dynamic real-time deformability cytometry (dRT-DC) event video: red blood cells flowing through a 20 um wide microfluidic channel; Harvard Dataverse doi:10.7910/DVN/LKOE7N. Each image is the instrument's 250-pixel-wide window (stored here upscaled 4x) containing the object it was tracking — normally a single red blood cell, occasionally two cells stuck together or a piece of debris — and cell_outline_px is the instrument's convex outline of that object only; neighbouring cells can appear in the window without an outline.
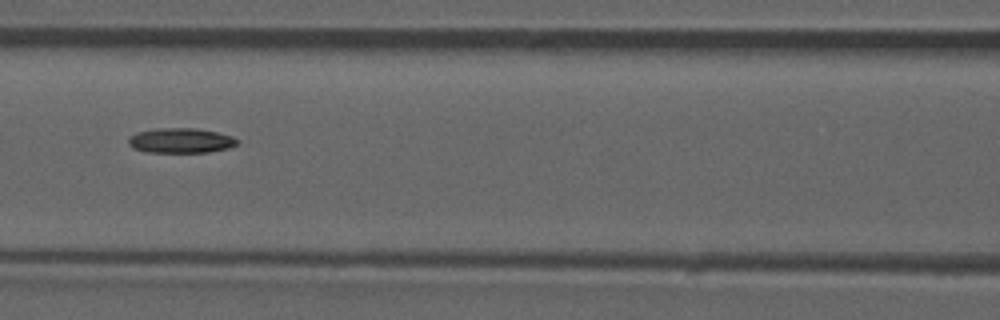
{"species": "common noctule bat (a hibernating species)", "species_latin": "Nyctalus noctula", "temperature_condition": "room temperature", "stored_images_in_passage": 54, "camera_frame_rate_fps": 3000, "um_per_image_px": 0.085, "animal": {"sex": "male", "forearm_length_mm": 52.5}, "frame": {"image": 1, "passage_image": 24, "time_ms": 7.667, "image_size_px": [1000, 320], "cell_outline_px": [[240, 140], [236, 144], [228, 148], [208, 152], [148, 152], [132, 148], [128, 144], [128, 136], [136, 132], [156, 128], [196, 128], [216, 132], [232, 136]], "centroid_in_image_um": [15.33, 11.94], "position_along_channel_um": 151.3, "area_um2": 15.9}}